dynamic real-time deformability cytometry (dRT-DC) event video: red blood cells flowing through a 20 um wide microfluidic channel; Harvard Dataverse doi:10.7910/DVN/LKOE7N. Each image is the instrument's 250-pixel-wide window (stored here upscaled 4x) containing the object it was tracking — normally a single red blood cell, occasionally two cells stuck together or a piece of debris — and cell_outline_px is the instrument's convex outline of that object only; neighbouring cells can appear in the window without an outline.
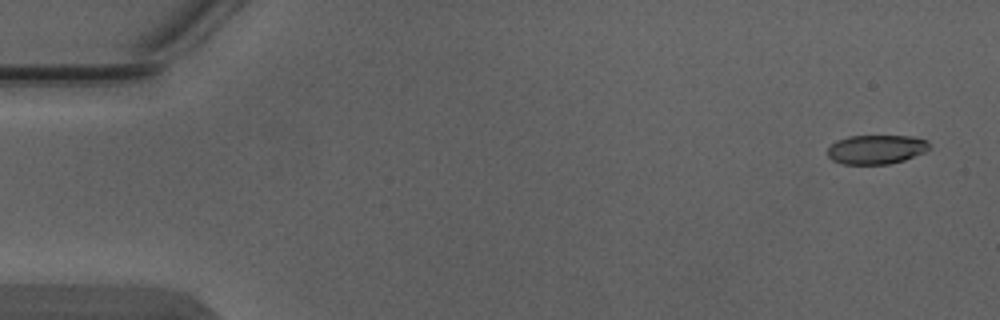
{"species": "Egyptian fruit bat (a non-hibernating species)", "species_latin": "Rousettus aegyptiacus", "temperature_condition": "warm", "stored_images_in_passage": 4, "camera_frame_rate_fps": 3000, "um_per_image_px": 0.085, "animal": {"sex": "male"}, "frame": {"image": 1, "passage_image": 1, "time_ms": 0.0, "image_size_px": [1000, 320], "cell_outline_px": [[932, 148], [924, 152], [904, 160], [888, 164], [844, 164], [832, 160], [828, 156], [828, 148], [836, 140], [848, 136], [912, 136], [928, 140]], "centroid_in_image_um": [74.51, 12.69], "position_along_channel_um": 10.5, "area_um2": 17.4}}
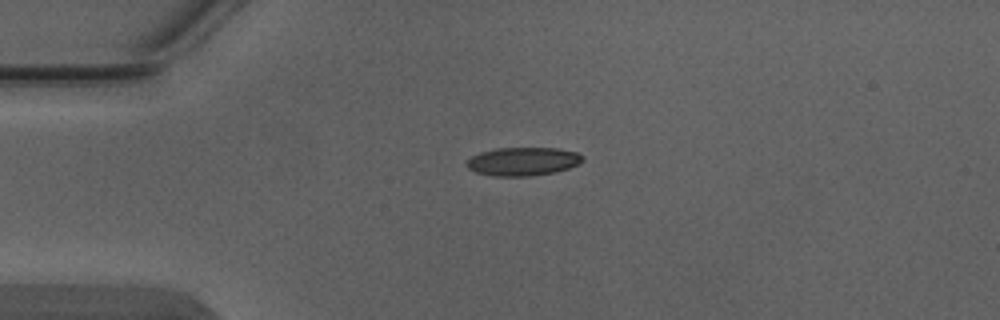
{"frame": {"image": 2, "passage_image": 3, "time_ms": 0.667, "image_size_px": [1000, 320], "cell_outline_px": [[584, 160], [580, 164], [556, 172], [532, 176], [492, 176], [476, 172], [468, 168], [464, 164], [472, 156], [480, 152], [496, 148], [556, 148], [576, 152], [584, 156]], "centroid_in_image_um": [44.46, 13.72], "position_along_channel_um": 40.5, "area_um2": 19.36}}